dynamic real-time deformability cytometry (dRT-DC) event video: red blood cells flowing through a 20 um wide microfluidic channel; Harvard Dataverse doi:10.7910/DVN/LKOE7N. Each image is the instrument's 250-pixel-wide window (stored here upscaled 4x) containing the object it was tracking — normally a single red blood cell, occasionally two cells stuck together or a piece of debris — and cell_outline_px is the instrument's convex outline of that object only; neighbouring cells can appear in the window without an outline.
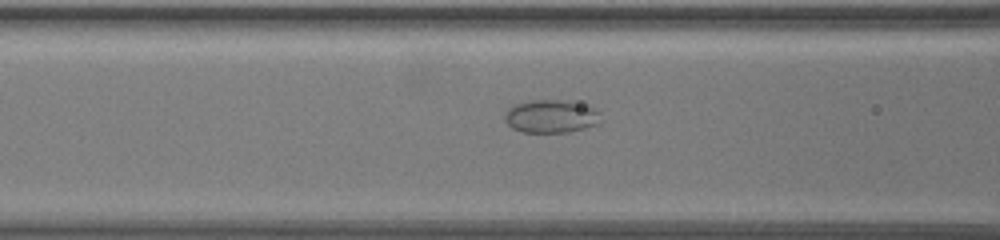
{"species": "common noctule bat (a hibernating species)", "species_latin": "Nyctalus noctula", "temperature_condition": "warm", "stored_images_in_passage": 39, "camera_frame_rate_fps": 3000, "um_per_image_px": 0.085, "animal": {"sex": "female", "body_mass_g": 19.5, "forearm_length_mm": 54.1}, "frame": {"image": 1, "passage_image": 10, "time_ms": 3.0, "image_size_px": [1000, 240], "cell_outline_px": [[600, 124], [568, 132], [524, 132], [512, 128], [508, 124], [504, 116], [516, 104], [532, 100], [560, 100], [580, 104], [592, 108], [600, 112]], "centroid_in_image_um": [46.87, 9.9], "position_along_channel_um": 119.7, "area_um2": 18.09}}
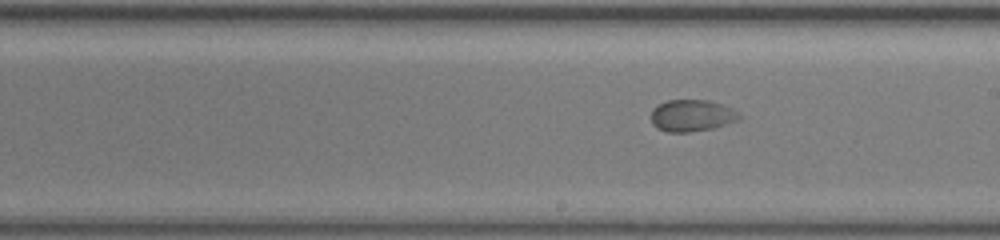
{"frame": {"image": 2, "passage_image": 21, "time_ms": 6.667, "image_size_px": [1000, 240], "cell_outline_px": [[740, 116], [736, 120], [712, 128], [688, 132], [664, 132], [656, 128], [652, 124], [652, 108], [668, 100], [708, 100], [720, 104], [736, 112]], "centroid_in_image_um": [58.72, 9.83], "position_along_channel_um": 230.3, "area_um2": 15.95}}
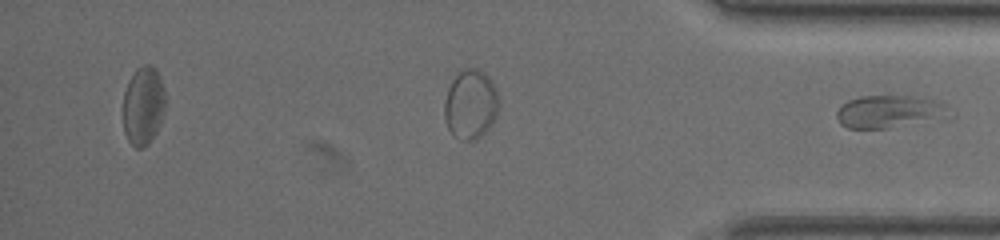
{"frame": {"image": 3, "passage_image": 39, "time_ms": 12.667, "image_size_px": [1000, 240], "cell_outline_px": [[944, 104], [928, 116], [888, 128], [848, 128], [840, 124], [836, 116], [836, 112], [848, 100], [860, 96], [912, 96]], "centroid_in_image_um": [75.14, 9.45], "position_along_channel_um": 360.1, "area_um2": 18.84}}